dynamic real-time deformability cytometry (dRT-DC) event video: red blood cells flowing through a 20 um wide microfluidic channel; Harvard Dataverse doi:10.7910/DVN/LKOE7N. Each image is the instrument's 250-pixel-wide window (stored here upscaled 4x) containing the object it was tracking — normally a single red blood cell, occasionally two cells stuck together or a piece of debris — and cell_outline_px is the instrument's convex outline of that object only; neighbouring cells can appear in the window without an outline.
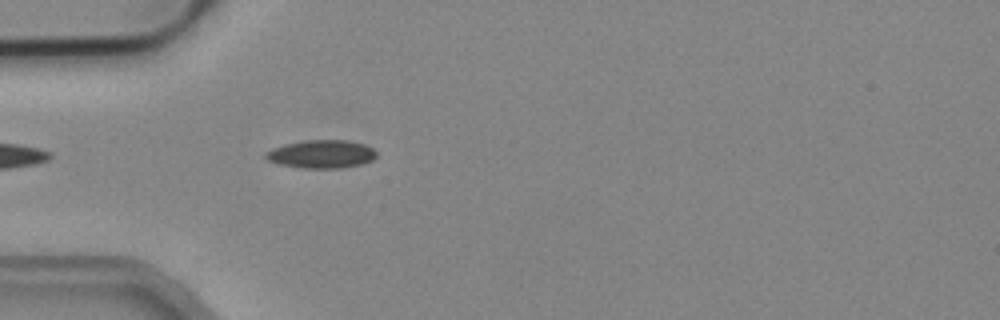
{"species": "common noctule bat (a hibernating species)", "species_latin": "Nyctalus noctula", "temperature_condition": "cold", "stored_images_in_passage": 4, "camera_frame_rate_fps": 3000, "um_per_image_px": 0.085, "animal": {"sex": "male", "body_mass_g": 19.2, "forearm_length_mm": 51.8}, "frame": {"image": 1, "passage_image": 4, "time_ms": 1.0, "image_size_px": [1000, 320], "cell_outline_px": [[376, 156], [372, 160], [360, 164], [340, 168], [304, 168], [276, 164], [268, 160], [264, 156], [264, 152], [272, 148], [284, 144], [304, 140], [348, 140], [364, 144], [372, 148], [376, 152]], "centroid_in_image_um": [27.28, 13.09], "position_along_channel_um": 57.7, "area_um2": 18.26}}